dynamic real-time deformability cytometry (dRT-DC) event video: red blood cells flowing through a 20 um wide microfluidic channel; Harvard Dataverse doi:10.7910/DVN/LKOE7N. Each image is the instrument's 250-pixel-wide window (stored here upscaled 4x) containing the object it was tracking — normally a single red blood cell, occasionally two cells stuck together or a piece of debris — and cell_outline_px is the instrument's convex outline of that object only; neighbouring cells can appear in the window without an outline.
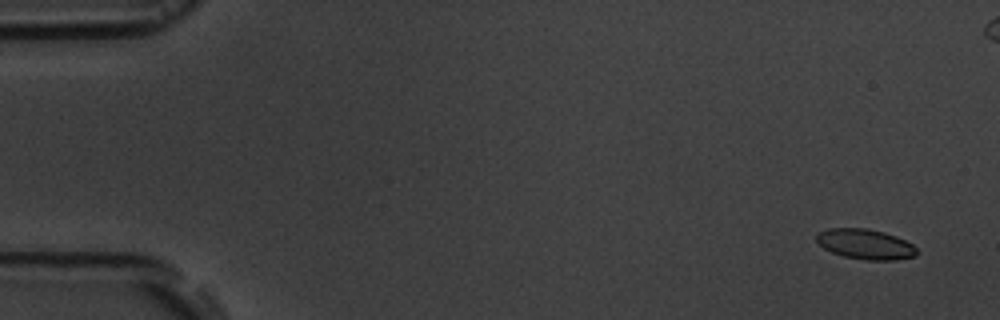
{"species": "common noctule bat (a hibernating species)", "species_latin": "Nyctalus noctula", "temperature_condition": "room temperature", "stored_images_in_passage": 11, "camera_frame_rate_fps": 3000, "um_per_image_px": 0.085, "animal": {"sex": "male", "body_mass_g": 19.5, "forearm_length_mm": 54.6}, "frame": {"image": 1, "passage_image": 1, "time_ms": 0.0, "image_size_px": [1000, 320], "cell_outline_px": [[916, 256], [896, 260], [864, 260], [844, 256], [832, 252], [824, 248], [816, 240], [816, 236], [820, 232], [828, 228], [868, 228], [884, 232], [896, 236], [912, 244], [916, 248]], "centroid_in_image_um": [73.56, 20.75], "position_along_channel_um": 11.4, "area_um2": 17.57}}
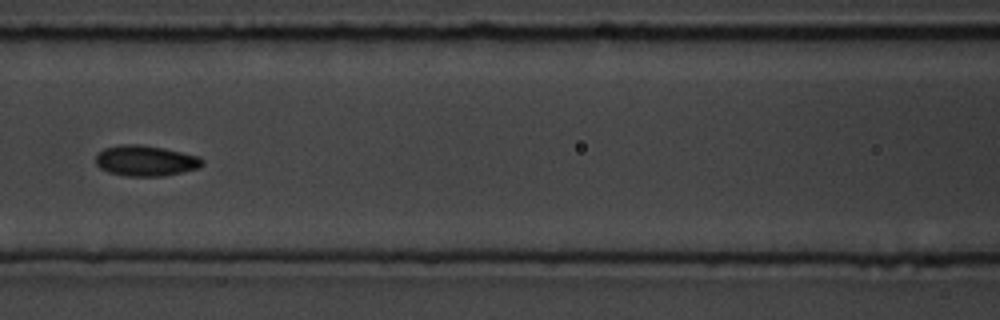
{"frame": {"image": 2, "passage_image": 7, "time_ms": 7.667, "image_size_px": [1000, 320], "cell_outline_px": [[204, 164], [196, 168], [180, 172], [160, 176], [124, 176], [108, 172], [100, 168], [96, 164], [96, 156], [104, 148], [120, 144], [140, 144], [164, 148], [200, 156], [204, 160]], "centroid_in_image_um": [12.36, 13.65], "position_along_channel_um": 154.2, "area_um2": 19.02}}
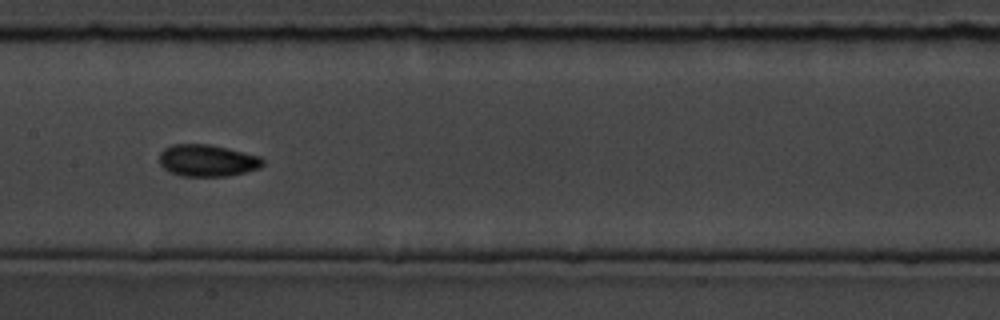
{"frame": {"image": 3, "passage_image": 8, "time_ms": 8.667, "image_size_px": [1000, 320], "cell_outline_px": [[264, 164], [260, 168], [228, 176], [180, 176], [168, 172], [160, 164], [160, 152], [164, 148], [172, 144], [208, 144], [260, 156], [264, 160]], "centroid_in_image_um": [17.6, 13.65], "position_along_channel_um": 189.8, "area_um2": 19.25}}